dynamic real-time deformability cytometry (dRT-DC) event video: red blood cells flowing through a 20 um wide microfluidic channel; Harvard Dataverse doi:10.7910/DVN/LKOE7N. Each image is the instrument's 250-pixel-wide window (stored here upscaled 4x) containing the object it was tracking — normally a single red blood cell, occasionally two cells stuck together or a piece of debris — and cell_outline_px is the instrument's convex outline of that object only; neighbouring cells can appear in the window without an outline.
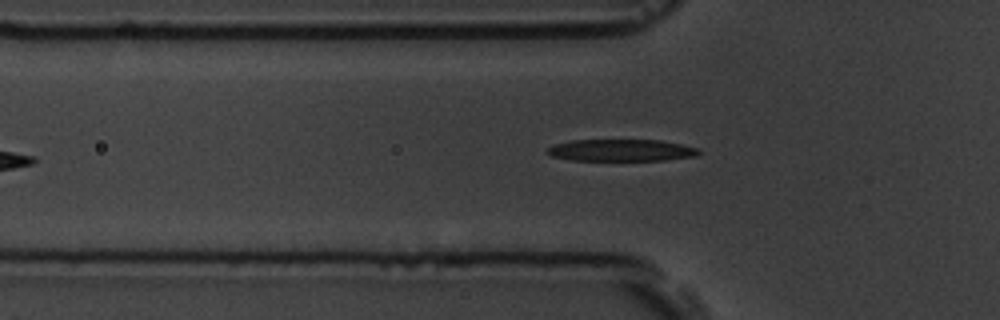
{"species": "common noctule bat (a hibernating species)", "species_latin": "Nyctalus noctula", "temperature_condition": "room temperature", "stored_images_in_passage": 7, "camera_frame_rate_fps": 3000, "um_per_image_px": 0.085, "animal": {"sex": "male", "body_mass_g": 19.5, "forearm_length_mm": 54.6}, "frame": {"image": 1, "passage_image": 7, "time_ms": 6.667, "image_size_px": [1000, 320], "cell_outline_px": [[700, 152], [696, 156], [664, 160], [572, 160], [552, 156], [544, 152], [548, 148], [556, 144], [572, 140], [660, 140], [700, 148]], "centroid_in_image_um": [52.81, 12.77], "position_along_channel_um": 73.0, "area_um2": 19.25}}